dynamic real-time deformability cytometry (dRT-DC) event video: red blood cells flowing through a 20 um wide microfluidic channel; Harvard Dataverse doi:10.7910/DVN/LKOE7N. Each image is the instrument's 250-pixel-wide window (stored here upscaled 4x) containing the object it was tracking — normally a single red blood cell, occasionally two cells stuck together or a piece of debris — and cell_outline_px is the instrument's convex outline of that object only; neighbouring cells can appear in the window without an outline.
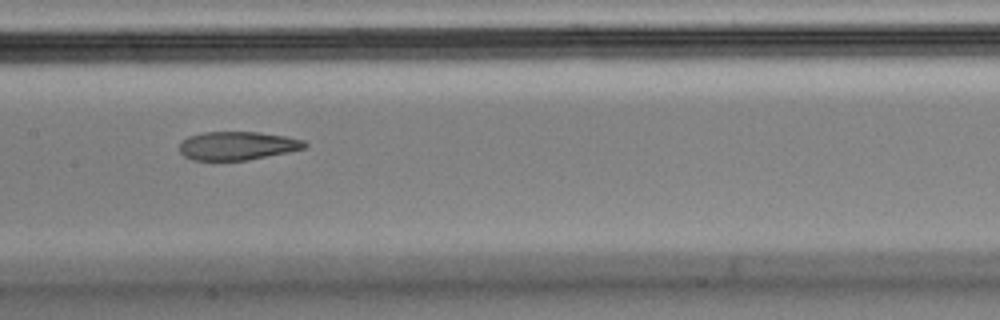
{"species": "Egyptian fruit bat (a non-hibernating species)", "species_latin": "Rousettus aegyptiacus", "temperature_condition": "cold", "stored_images_in_passage": 12, "camera_frame_rate_fps": 3000, "um_per_image_px": 0.085, "animal": {"sex": "male"}, "frame": {"image": 1, "passage_image": 4, "time_ms": 1.0, "image_size_px": [1000, 320], "cell_outline_px": [[308, 144], [304, 148], [288, 152], [248, 160], [192, 160], [184, 156], [180, 152], [180, 144], [188, 136], [204, 132], [260, 132], [284, 136], [304, 140]], "centroid_in_image_um": [20.18, 12.39], "position_along_channel_um": 187.2, "area_um2": 20.69}}
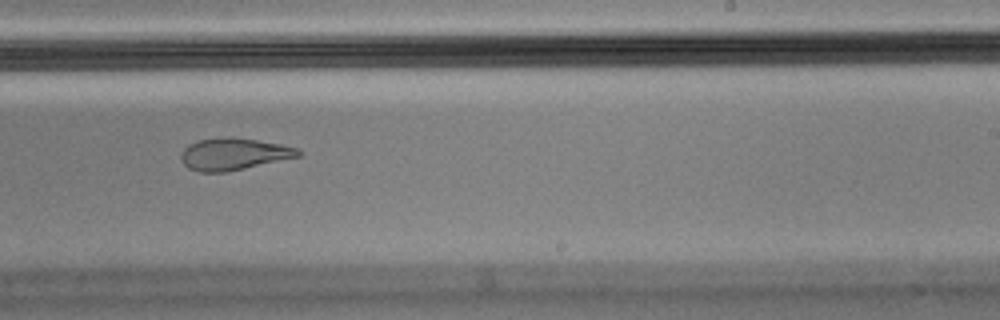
{"frame": {"image": 2, "passage_image": 6, "time_ms": 1.667, "image_size_px": [1000, 320], "cell_outline_px": [[304, 152], [300, 156], [228, 172], [200, 172], [188, 168], [180, 160], [180, 156], [184, 148], [188, 144], [200, 140], [232, 136], [280, 144], [300, 148]], "centroid_in_image_um": [19.88, 13.1], "position_along_channel_um": 269.1, "area_um2": 21.96}}
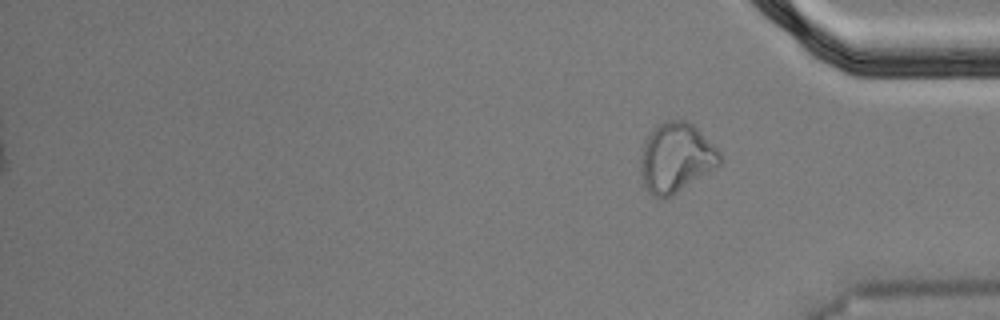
{"frame": {"image": 3, "passage_image": 12, "time_ms": 3.667, "image_size_px": [1000, 320], "cell_outline_px": [[720, 164], [716, 168], [672, 196], [664, 200], [660, 200], [652, 196], [644, 188], [640, 172], [640, 160], [644, 144], [648, 136], [656, 124], [664, 120], [688, 120], [720, 152]], "centroid_in_image_um": [57.42, 13.44], "position_along_channel_um": 377.8, "area_um2": 32.37}}